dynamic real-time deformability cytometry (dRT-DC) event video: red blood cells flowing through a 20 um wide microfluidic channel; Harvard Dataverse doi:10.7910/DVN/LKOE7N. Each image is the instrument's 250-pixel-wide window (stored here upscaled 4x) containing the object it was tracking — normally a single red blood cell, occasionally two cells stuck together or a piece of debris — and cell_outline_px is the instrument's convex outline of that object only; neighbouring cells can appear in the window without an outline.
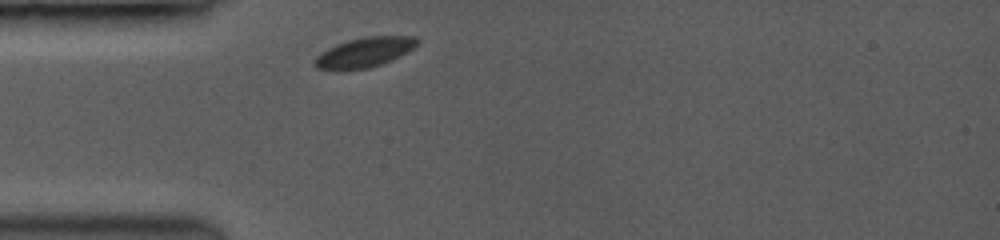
{"species": "common noctule bat (a hibernating species)", "species_latin": "Nyctalus noctula", "temperature_condition": "room temperature", "stored_images_in_passage": 3, "camera_frame_rate_fps": 3500, "um_per_image_px": 0.085, "animal": {"sex": "female", "body_mass_g": 19.0, "forearm_length_mm": 53.3}, "frame": {"image": 1, "passage_image": 1, "time_ms": 0.0, "image_size_px": [1000, 240], "cell_outline_px": [[420, 40], [408, 52], [380, 64], [368, 68], [316, 68], [312, 64], [316, 56], [320, 52], [336, 44], [348, 40], [364, 36], [416, 36]], "centroid_in_image_um": [30.98, 4.41], "position_along_channel_um": 54.0, "area_um2": 17.4}}